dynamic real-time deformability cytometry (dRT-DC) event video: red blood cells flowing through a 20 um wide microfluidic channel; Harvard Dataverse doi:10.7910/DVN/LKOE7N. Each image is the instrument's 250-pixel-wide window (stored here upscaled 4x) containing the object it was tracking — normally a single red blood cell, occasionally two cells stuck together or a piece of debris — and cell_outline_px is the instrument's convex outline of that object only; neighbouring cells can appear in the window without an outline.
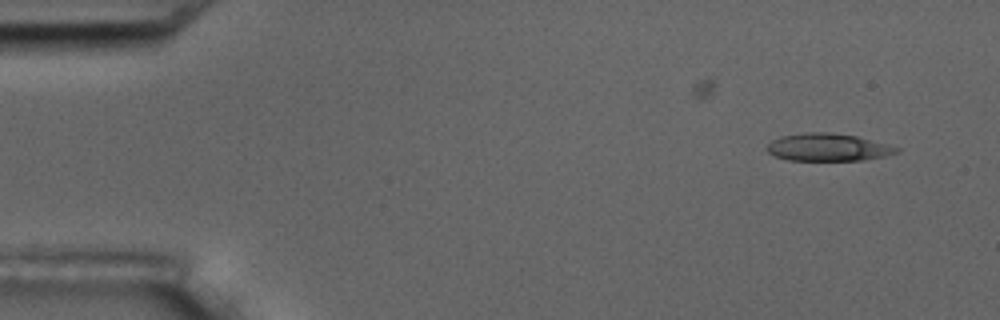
{"species": "common noctule bat (a hibernating species)", "species_latin": "Nyctalus noctula", "temperature_condition": "room temperature", "stored_images_in_passage": 4, "camera_frame_rate_fps": 3000, "um_per_image_px": 0.085, "animal": {"sex": "male", "body_mass_g": 17.5, "forearm_length_mm": 52.3}, "frame": {"image": 1, "passage_image": 1, "time_ms": 0.0, "image_size_px": [1000, 320], "cell_outline_px": [[900, 152], [884, 156], [864, 160], [788, 160], [776, 156], [768, 152], [764, 148], [772, 140], [780, 136], [808, 132], [828, 132], [856, 136], [900, 148]], "centroid_in_image_um": [70.35, 12.52], "position_along_channel_um": 14.7, "area_um2": 20.69}}